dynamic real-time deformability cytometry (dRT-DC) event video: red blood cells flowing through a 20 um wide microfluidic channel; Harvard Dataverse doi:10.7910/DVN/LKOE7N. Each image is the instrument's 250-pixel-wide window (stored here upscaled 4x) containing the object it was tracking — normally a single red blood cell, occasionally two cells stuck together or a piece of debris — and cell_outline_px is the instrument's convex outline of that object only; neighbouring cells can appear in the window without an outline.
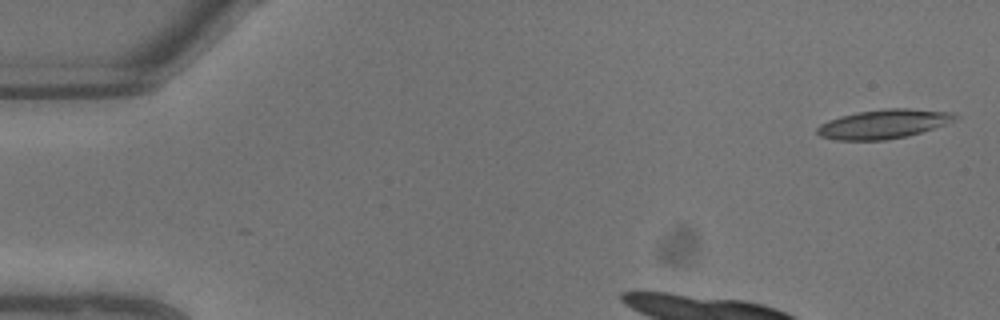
{"species": "common noctule bat (a hibernating species)", "species_latin": "Nyctalus noctula", "temperature_condition": "warm", "stored_images_in_passage": 9, "camera_frame_rate_fps": 3000, "um_per_image_px": 0.085, "animal": {"sex": "male", "body_mass_g": 13.3}, "frame": {"image": 1, "passage_image": 1, "time_ms": 0.0, "image_size_px": [1000, 320], "cell_outline_px": [[960, 116], [944, 124], [908, 136], [884, 140], [836, 140], [820, 136], [816, 132], [816, 128], [820, 124], [828, 120], [840, 116], [856, 112], [884, 108], [908, 108], [952, 112]], "centroid_in_image_um": [75.05, 10.53], "position_along_channel_um": 9.9, "area_um2": 23.35}}
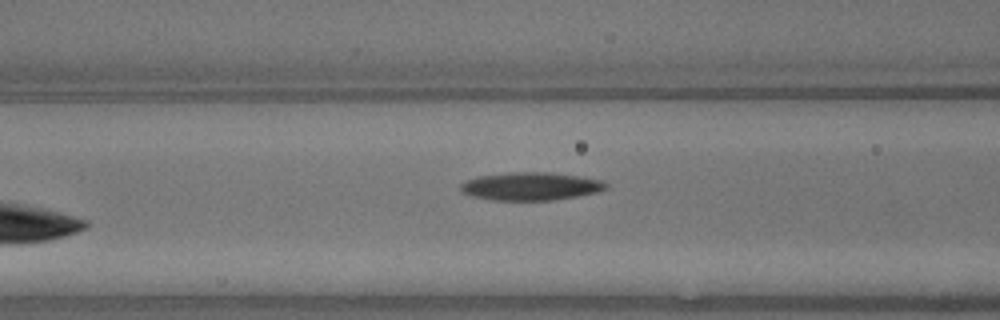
{"frame": {"image": 2, "passage_image": 9, "time_ms": 2.667, "image_size_px": [1000, 320], "cell_outline_px": [[608, 188], [600, 192], [552, 200], [492, 200], [472, 196], [460, 192], [460, 184], [464, 180], [480, 176], [516, 172], [552, 172], [604, 180], [608, 184]], "centroid_in_image_um": [45.13, 15.83], "position_along_channel_um": 121.5, "area_um2": 23.87}}